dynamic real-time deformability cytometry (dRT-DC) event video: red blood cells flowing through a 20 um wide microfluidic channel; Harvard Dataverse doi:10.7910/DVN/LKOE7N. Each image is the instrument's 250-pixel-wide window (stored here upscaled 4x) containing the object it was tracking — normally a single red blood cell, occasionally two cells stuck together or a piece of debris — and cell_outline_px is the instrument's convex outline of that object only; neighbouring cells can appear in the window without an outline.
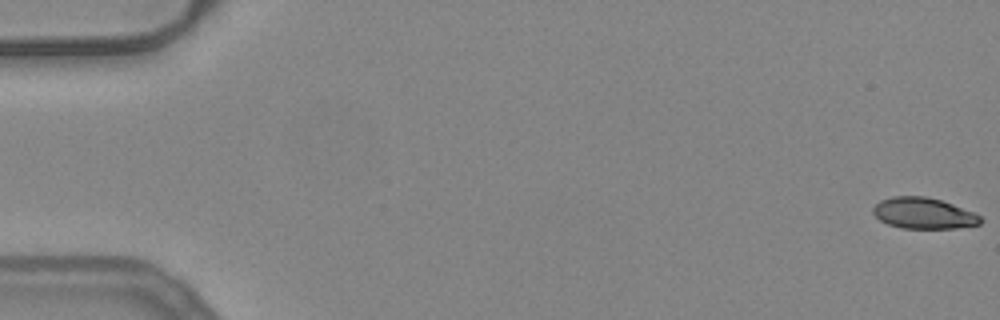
{"species": "common noctule bat (a hibernating species)", "species_latin": "Nyctalus noctula", "temperature_condition": "warm", "stored_images_in_passage": 15, "camera_frame_rate_fps": 3000, "um_per_image_px": 0.085, "animal": {"sex": "female", "body_mass_g": 24.6, "forearm_length_mm": 56.2}, "frame": {"image": 1, "passage_image": 1, "time_ms": 0.0, "image_size_px": [1000, 320], "cell_outline_px": [[984, 220], [980, 224], [956, 228], [900, 228], [888, 224], [880, 220], [872, 212], [872, 208], [880, 200], [892, 196], [924, 196], [940, 200], [952, 204], [972, 212], [980, 216]], "centroid_in_image_um": [78.48, 18.13], "position_along_channel_um": 6.5, "area_um2": 19.36}}
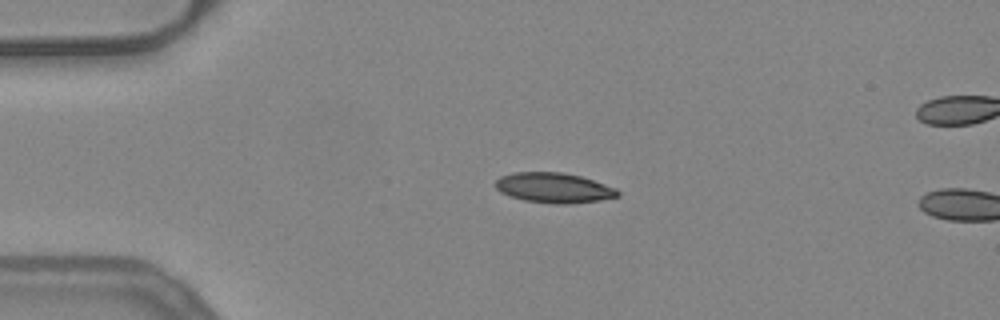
{"frame": {"image": 2, "passage_image": 13, "time_ms": 4.0, "image_size_px": [1000, 320], "cell_outline_px": [[620, 196], [600, 200], [568, 204], [556, 204], [524, 200], [508, 196], [500, 192], [496, 188], [496, 180], [500, 176], [512, 172], [564, 172], [580, 176], [616, 188], [620, 192]], "centroid_in_image_um": [47.06, 15.96], "position_along_channel_um": 37.9, "area_um2": 21.5}}